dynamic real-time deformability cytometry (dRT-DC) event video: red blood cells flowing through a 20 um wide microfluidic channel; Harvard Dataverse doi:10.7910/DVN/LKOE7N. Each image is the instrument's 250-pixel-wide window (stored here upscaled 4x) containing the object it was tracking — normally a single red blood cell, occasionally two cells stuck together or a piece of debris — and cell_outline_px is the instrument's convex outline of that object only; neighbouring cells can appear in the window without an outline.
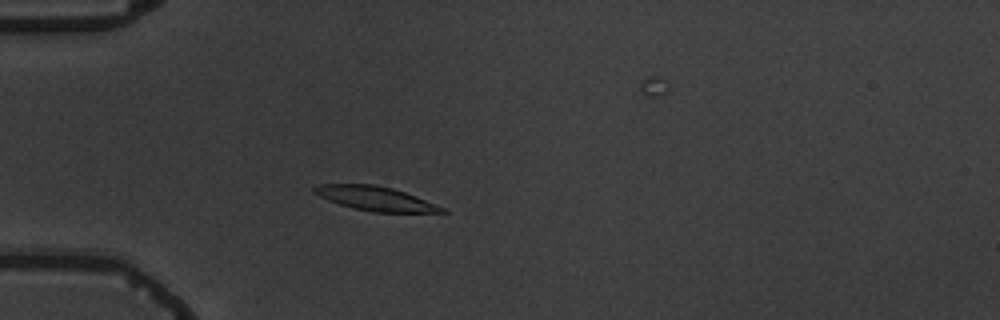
{"species": "common noctule bat (a hibernating species)", "species_latin": "Nyctalus noctula", "temperature_condition": "warm", "stored_images_in_passage": 5, "camera_frame_rate_fps": 3000, "um_per_image_px": 0.085, "animal": {"sex": "male", "body_mass_g": 19.5, "forearm_length_mm": 54.6}, "frame": {"image": 1, "passage_image": 3, "time_ms": 2.333, "image_size_px": [1000, 320], "cell_outline_px": [[448, 212], [372, 212], [352, 208], [328, 200], [312, 192], [312, 188], [320, 184], [372, 184], [392, 188], [416, 196], [444, 208]], "centroid_in_image_um": [31.87, 16.87], "position_along_channel_um": 53.1, "area_um2": 17.8}}